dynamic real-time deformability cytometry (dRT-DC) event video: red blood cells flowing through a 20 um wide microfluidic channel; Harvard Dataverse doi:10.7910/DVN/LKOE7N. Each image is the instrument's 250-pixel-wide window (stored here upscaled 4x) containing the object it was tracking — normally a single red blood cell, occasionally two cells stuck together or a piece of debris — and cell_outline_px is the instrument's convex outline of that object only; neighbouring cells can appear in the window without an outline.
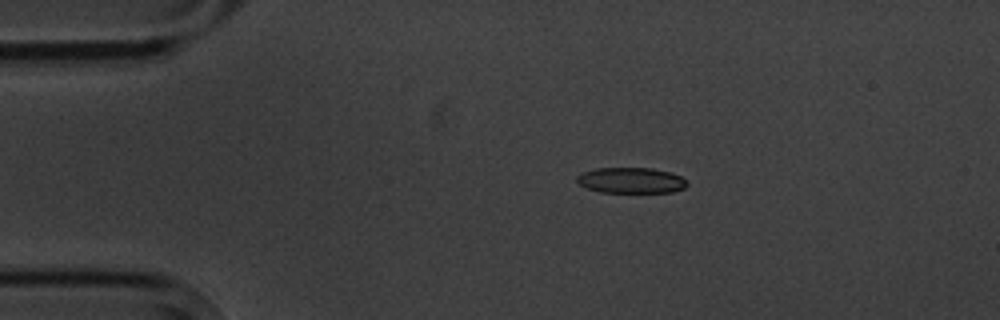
{"species": "common noctule bat (a hibernating species)", "species_latin": "Nyctalus noctula", "temperature_condition": "cold", "stored_images_in_passage": 3, "camera_frame_rate_fps": 3000, "um_per_image_px": 0.085, "animal": {"sex": "male", "body_mass_g": 20.1, "forearm_length_mm": 53.5}, "frame": {"image": 1, "passage_image": 1, "time_ms": 0.0, "image_size_px": [1000, 320], "cell_outline_px": [[688, 184], [684, 188], [672, 192], [600, 192], [588, 188], [580, 184], [576, 180], [576, 176], [580, 172], [596, 168], [652, 168], [672, 172], [680, 176]], "centroid_in_image_um": [53.62, 15.32], "position_along_channel_um": 31.4, "area_um2": 16.53}}
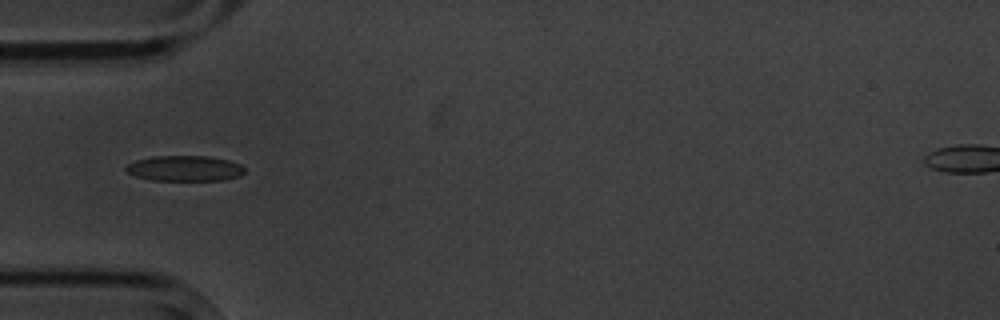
{"frame": {"image": 2, "passage_image": 3, "time_ms": 2.333, "image_size_px": [1000, 320], "cell_outline_px": [[244, 172], [240, 176], [224, 180], [152, 180], [136, 176], [128, 172], [124, 168], [128, 164], [136, 160], [152, 156], [208, 156], [228, 160], [240, 164], [244, 168]], "centroid_in_image_um": [15.71, 14.31], "position_along_channel_um": 69.3, "area_um2": 17.57}}